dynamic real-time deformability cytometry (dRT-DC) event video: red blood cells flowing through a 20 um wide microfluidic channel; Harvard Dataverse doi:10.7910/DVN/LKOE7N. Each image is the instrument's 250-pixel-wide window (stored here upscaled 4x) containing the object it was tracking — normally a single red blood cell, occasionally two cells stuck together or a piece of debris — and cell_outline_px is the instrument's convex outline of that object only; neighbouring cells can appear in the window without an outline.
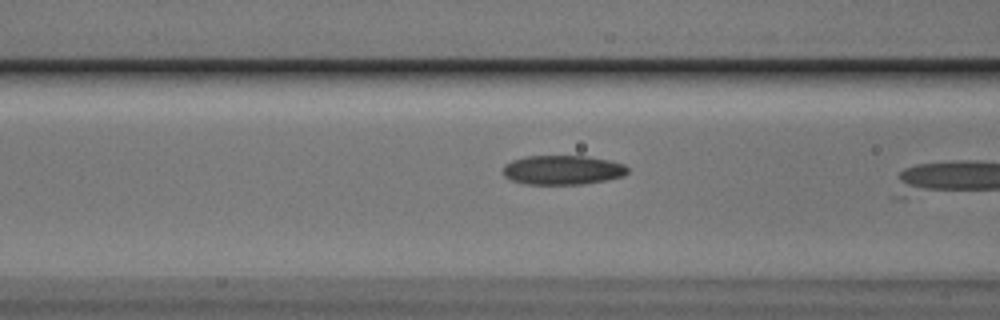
{"species": "Egyptian fruit bat (a non-hibernating species)", "species_latin": "Rousettus aegyptiacus", "temperature_condition": "cold", "stored_images_in_passage": 4, "camera_frame_rate_fps": 3000, "um_per_image_px": 0.085, "animal": {"sex": "male"}, "frame": {"image": 1, "passage_image": 3, "time_ms": 0.667, "image_size_px": [1000, 320], "cell_outline_px": [[628, 172], [624, 176], [608, 180], [584, 184], [524, 184], [512, 180], [504, 176], [504, 164], [512, 160], [524, 156], [588, 156], [608, 160], [624, 164], [628, 168]], "centroid_in_image_um": [47.83, 14.45], "position_along_channel_um": 118.8, "area_um2": 21.44}}